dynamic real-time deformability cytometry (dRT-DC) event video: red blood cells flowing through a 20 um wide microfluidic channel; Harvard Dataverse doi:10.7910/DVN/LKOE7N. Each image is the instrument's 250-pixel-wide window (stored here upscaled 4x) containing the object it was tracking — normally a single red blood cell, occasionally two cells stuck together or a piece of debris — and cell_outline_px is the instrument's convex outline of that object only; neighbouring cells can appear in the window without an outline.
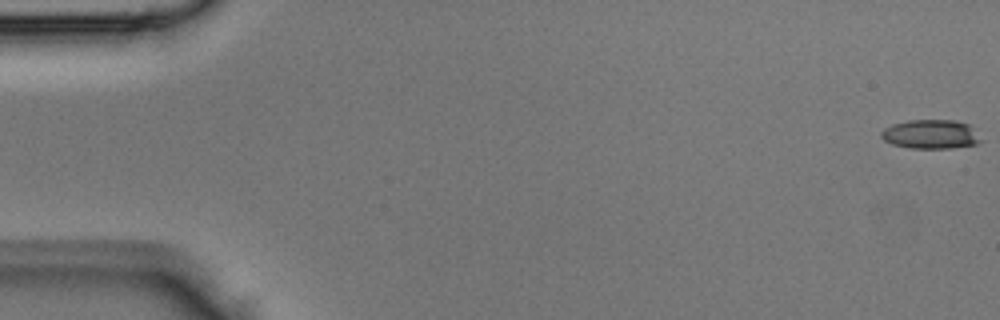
{"species": "Egyptian fruit bat (a non-hibernating species)", "species_latin": "Rousettus aegyptiacus", "temperature_condition": "room temperature", "stored_images_in_passage": 4, "camera_frame_rate_fps": 3000, "um_per_image_px": 0.085, "animal": {"sex": "male"}, "frame": {"image": 1, "passage_image": 1, "time_ms": 0.0, "image_size_px": [1000, 320], "cell_outline_px": [[984, 140], [976, 144], [952, 148], [912, 148], [892, 144], [884, 140], [880, 136], [880, 132], [884, 128], [892, 124], [908, 120], [956, 120], [968, 124]], "centroid_in_image_um": [79.12, 11.41], "position_along_channel_um": 5.9, "area_um2": 16.99}}
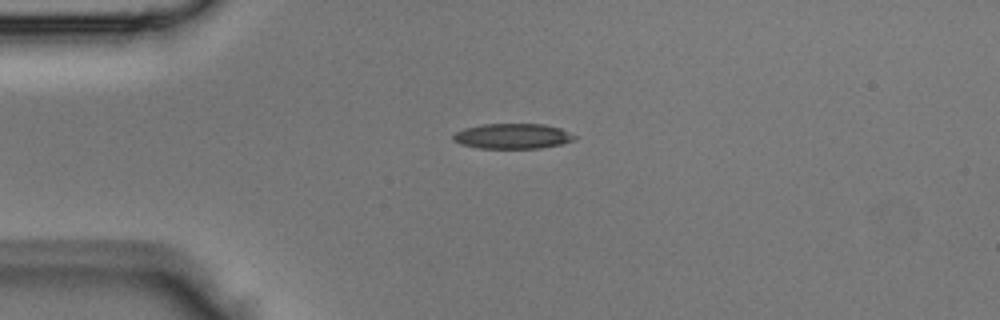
{"frame": {"image": 2, "passage_image": 4, "time_ms": 1.0, "image_size_px": [1000, 320], "cell_outline_px": [[576, 136], [572, 140], [560, 144], [540, 148], [480, 148], [460, 144], [452, 140], [452, 136], [456, 132], [464, 128], [484, 124], [544, 124], [560, 128]], "centroid_in_image_um": [43.53, 11.57], "position_along_channel_um": 41.5, "area_um2": 17.69}}